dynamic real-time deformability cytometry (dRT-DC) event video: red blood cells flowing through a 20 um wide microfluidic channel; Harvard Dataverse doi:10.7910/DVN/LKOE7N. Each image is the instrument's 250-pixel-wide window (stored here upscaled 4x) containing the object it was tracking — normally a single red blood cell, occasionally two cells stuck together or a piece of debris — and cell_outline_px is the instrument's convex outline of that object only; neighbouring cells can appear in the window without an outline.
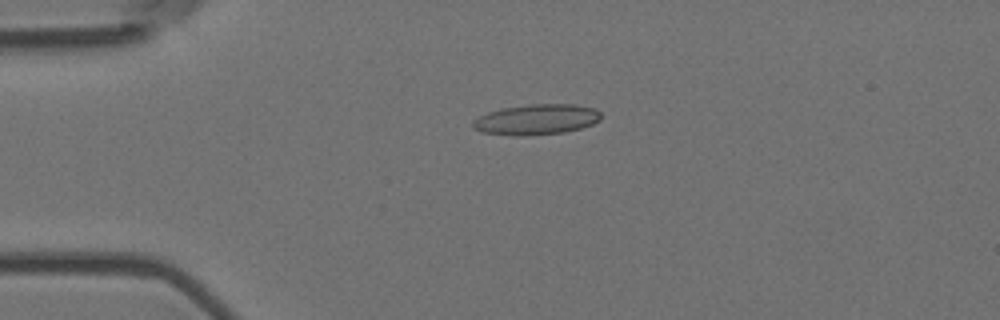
{"species": "Egyptian fruit bat (a non-hibernating species)", "species_latin": "Rousettus aegyptiacus", "temperature_condition": "room temperature", "stored_images_in_passage": 4, "camera_frame_rate_fps": 3000, "um_per_image_px": 0.085, "animal": {"sex": "female"}, "frame": {"image": 1, "passage_image": 2, "time_ms": 0.333, "image_size_px": [1000, 320], "cell_outline_px": [[600, 120], [592, 124], [580, 128], [564, 132], [524, 136], [512, 136], [480, 132], [472, 128], [472, 120], [488, 112], [500, 108], [528, 104], [576, 104], [596, 108], [600, 112]], "centroid_in_image_um": [45.56, 10.15], "position_along_channel_um": 39.4, "area_um2": 23.06}}
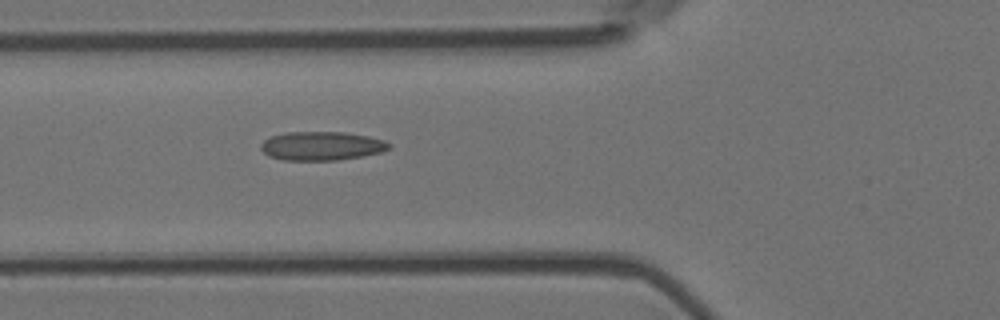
{"frame": {"image": 2, "passage_image": 4, "time_ms": 1.0, "image_size_px": [1000, 320], "cell_outline_px": [[392, 144], [388, 148], [380, 152], [364, 156], [340, 160], [284, 160], [268, 156], [260, 148], [260, 144], [264, 140], [272, 136], [288, 132], [344, 132], [368, 136], [384, 140]], "centroid_in_image_um": [27.34, 12.41], "position_along_channel_um": 98.5, "area_um2": 21.5}}